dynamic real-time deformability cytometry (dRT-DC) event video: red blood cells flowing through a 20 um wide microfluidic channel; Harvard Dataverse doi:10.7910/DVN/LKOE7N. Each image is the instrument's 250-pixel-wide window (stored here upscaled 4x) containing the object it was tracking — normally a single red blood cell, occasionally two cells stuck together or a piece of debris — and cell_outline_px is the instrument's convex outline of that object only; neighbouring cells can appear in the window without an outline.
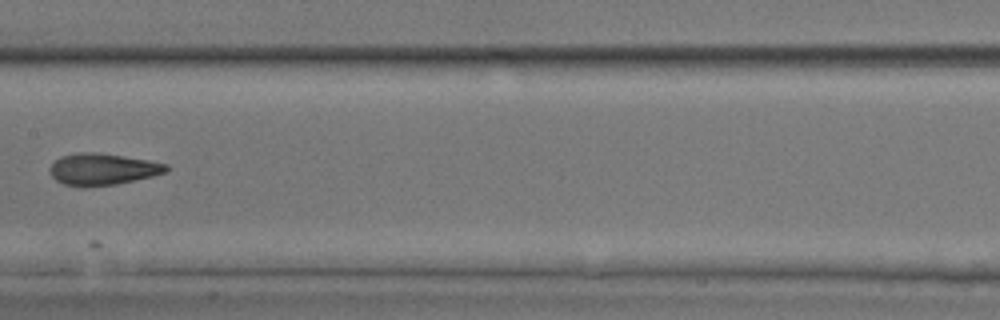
{"species": "common noctule bat (a hibernating species)", "species_latin": "Nyctalus noctula", "temperature_condition": "room temperature", "stored_images_in_passage": 6, "camera_frame_rate_fps": 3000, "um_per_image_px": 0.085, "animal": {"sex": "male", "body_mass_g": 17.9, "forearm_length_mm": 54.2}, "frame": {"image": 1, "passage_image": 6, "time_ms": 1.667, "image_size_px": [1000, 320], "cell_outline_px": [[168, 168], [164, 172], [152, 176], [116, 184], [84, 188], [64, 184], [56, 180], [52, 176], [52, 164], [60, 156], [76, 152], [96, 152], [124, 156], [148, 160], [168, 164]], "centroid_in_image_um": [8.71, 14.38], "position_along_channel_um": 198.7, "area_um2": 21.39}}